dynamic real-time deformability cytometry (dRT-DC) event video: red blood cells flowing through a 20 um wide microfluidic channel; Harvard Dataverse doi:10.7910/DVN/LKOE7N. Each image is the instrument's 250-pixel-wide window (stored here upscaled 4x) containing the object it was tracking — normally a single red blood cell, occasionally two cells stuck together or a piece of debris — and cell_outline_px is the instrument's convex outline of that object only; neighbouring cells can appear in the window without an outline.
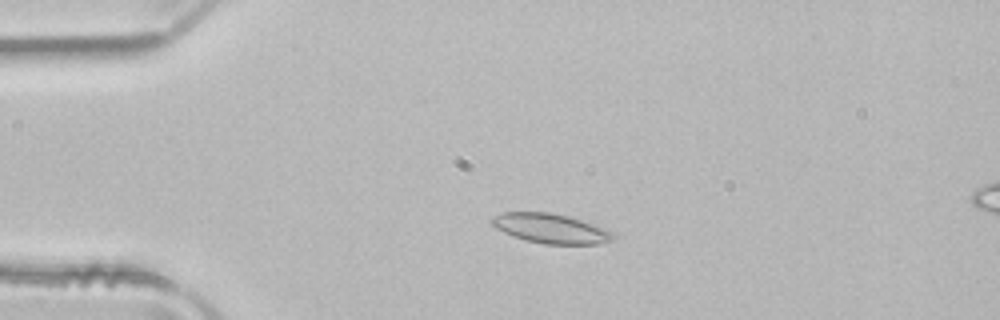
{"species": "common noctule bat (a hibernating species)", "species_latin": "Nyctalus noctula", "temperature_condition": "room temperature", "stored_images_in_passage": 50, "camera_frame_rate_fps": 3000, "um_per_image_px": 0.085, "animal": {"sex": "male", "body_mass_g": 21.5, "forearm_length_mm": 52.0}, "frame": {"image": 1, "passage_image": 10, "time_ms": 3.0, "image_size_px": [1000, 320], "cell_outline_px": [[616, 236], [612, 240], [600, 244], [544, 244], [512, 236], [496, 228], [488, 220], [492, 216], [504, 212], [552, 212], [568, 216], [592, 224], [612, 232]], "centroid_in_image_um": [46.77, 19.41], "position_along_channel_um": 38.2, "area_um2": 20.87}}
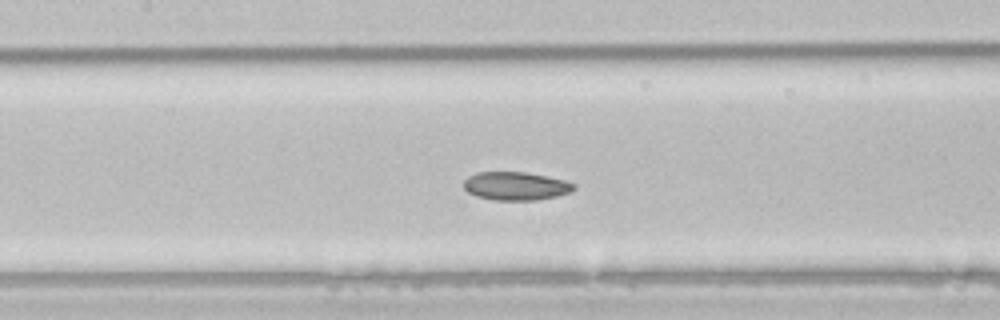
{"frame": {"image": 2, "passage_image": 22, "time_ms": 7.0, "image_size_px": [1000, 320], "cell_outline_px": [[576, 188], [572, 192], [556, 196], [536, 200], [492, 200], [476, 196], [468, 192], [464, 188], [464, 180], [468, 176], [476, 172], [524, 172], [548, 176], [564, 180], [576, 184]], "centroid_in_image_um": [43.85, 15.81], "position_along_channel_um": 163.5, "area_um2": 18.32}}
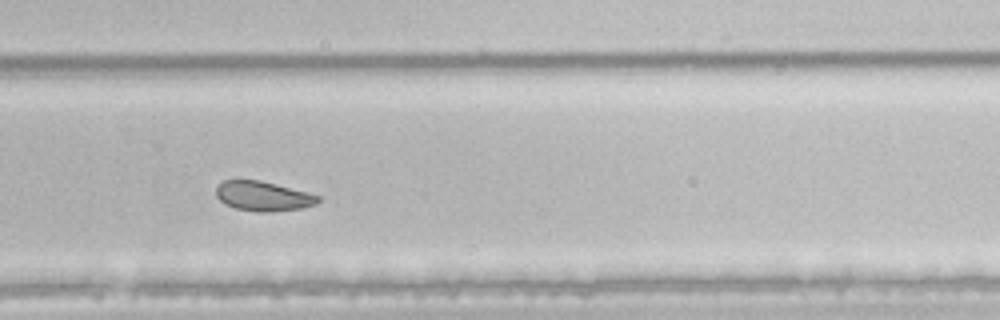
{"frame": {"image": 3, "passage_image": 33, "time_ms": 10.667, "image_size_px": [1000, 320], "cell_outline_px": [[320, 200], [316, 204], [304, 208], [272, 212], [256, 212], [236, 208], [224, 204], [216, 196], [216, 188], [224, 180], [260, 180], [308, 192], [320, 196]], "centroid_in_image_um": [22.39, 16.68], "position_along_channel_um": 307.4, "area_um2": 17.74}, "authors_computed_cell_mechanics": {"area_um2": 20.3456, "velocity_mm_per_s": 3.9467, "shape_relaxation_time_tau1_ms": 6.6167, "shape_relaxation_time_tau2_ms": 3.4401, "deformation_change_tau1": 0.085, "deformation_change_tau2": 0.0725}}